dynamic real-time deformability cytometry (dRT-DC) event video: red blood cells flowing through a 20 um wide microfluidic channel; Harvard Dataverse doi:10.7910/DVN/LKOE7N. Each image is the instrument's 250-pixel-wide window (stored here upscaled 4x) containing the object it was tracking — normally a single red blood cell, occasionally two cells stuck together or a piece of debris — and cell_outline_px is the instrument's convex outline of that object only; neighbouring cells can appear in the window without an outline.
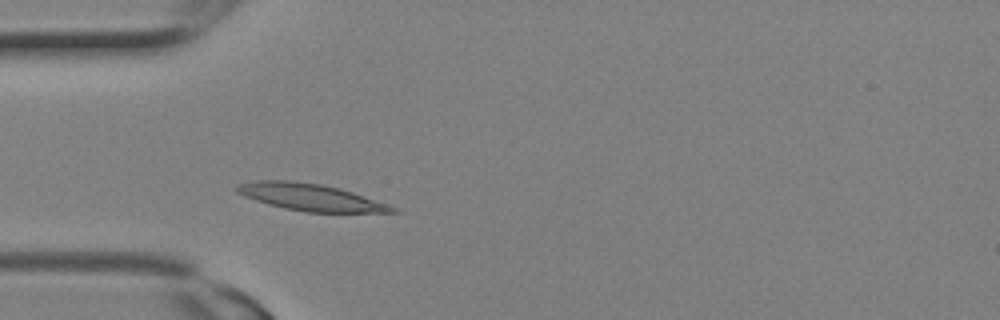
{"species": "Egyptian fruit bat (a non-hibernating species)", "species_latin": "Rousettus aegyptiacus", "temperature_condition": "room temperature", "stored_images_in_passage": 1, "camera_frame_rate_fps": 3000, "um_per_image_px": 0.085, "animal": {"sex": "female"}, "frame": {"image": 1, "passage_image": 1, "time_ms": 0.0, "image_size_px": [1000, 320], "cell_outline_px": [[400, 212], [308, 212], [284, 208], [268, 204], [244, 196], [236, 192], [232, 188], [236, 184], [256, 180], [292, 180], [320, 184], [352, 192], [388, 204], [396, 208]], "centroid_in_image_um": [26.31, 16.75], "position_along_channel_um": 58.7, "area_um2": 24.28}}